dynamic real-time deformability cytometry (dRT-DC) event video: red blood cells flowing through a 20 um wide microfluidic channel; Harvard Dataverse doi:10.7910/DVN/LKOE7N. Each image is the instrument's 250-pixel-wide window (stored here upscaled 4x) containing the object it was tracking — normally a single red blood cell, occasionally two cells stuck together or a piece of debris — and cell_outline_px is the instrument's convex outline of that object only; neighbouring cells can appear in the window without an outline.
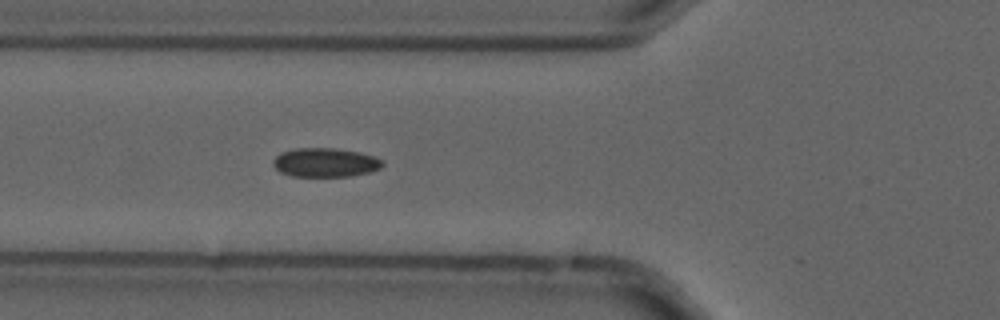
{"species": "common noctule bat (a hibernating species)", "species_latin": "Nyctalus noctula", "temperature_condition": "cold", "stored_images_in_passage": 6, "camera_frame_rate_fps": 3000, "um_per_image_px": 0.085, "animal": {"sex": "male", "forearm_length_mm": 52.5}, "frame": {"image": 1, "passage_image": 6, "time_ms": 1.667, "image_size_px": [1000, 320], "cell_outline_px": [[384, 164], [380, 168], [368, 172], [352, 176], [292, 176], [280, 172], [272, 164], [272, 160], [280, 152], [296, 148], [336, 148], [360, 152], [384, 160]], "centroid_in_image_um": [27.63, 13.8], "position_along_channel_um": 98.2, "area_um2": 18.55}}